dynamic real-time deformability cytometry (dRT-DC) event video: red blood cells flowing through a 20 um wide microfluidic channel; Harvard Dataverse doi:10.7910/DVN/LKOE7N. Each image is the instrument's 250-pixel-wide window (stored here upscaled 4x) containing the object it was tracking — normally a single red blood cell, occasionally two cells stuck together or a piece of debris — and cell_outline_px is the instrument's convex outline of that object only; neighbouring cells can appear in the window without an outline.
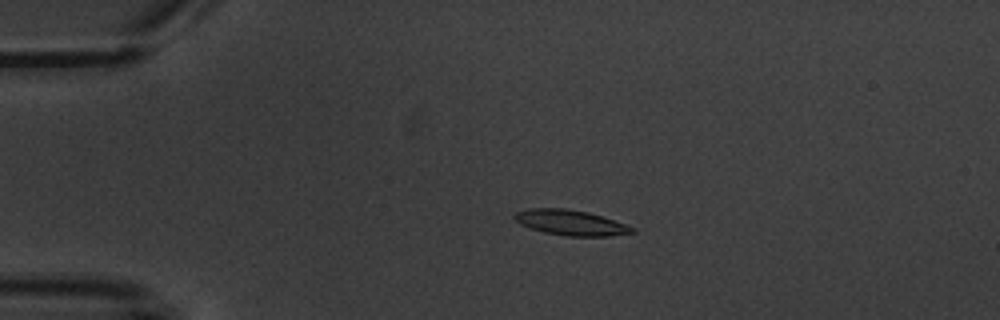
{"species": "common noctule bat (a hibernating species)", "species_latin": "Nyctalus noctula", "temperature_condition": "warm", "stored_images_in_passage": 4, "camera_frame_rate_fps": 3000, "um_per_image_px": 0.085, "animal": {"sex": "male", "body_mass_g": 20.1, "forearm_length_mm": 53.5}, "frame": {"image": 1, "passage_image": 3, "time_ms": 3.0, "image_size_px": [1000, 320], "cell_outline_px": [[636, 232], [608, 236], [568, 236], [544, 232], [520, 224], [512, 216], [516, 212], [528, 208], [564, 208], [588, 212], [636, 228]], "centroid_in_image_um": [48.49, 18.92], "position_along_channel_um": 36.5, "area_um2": 17.17}}